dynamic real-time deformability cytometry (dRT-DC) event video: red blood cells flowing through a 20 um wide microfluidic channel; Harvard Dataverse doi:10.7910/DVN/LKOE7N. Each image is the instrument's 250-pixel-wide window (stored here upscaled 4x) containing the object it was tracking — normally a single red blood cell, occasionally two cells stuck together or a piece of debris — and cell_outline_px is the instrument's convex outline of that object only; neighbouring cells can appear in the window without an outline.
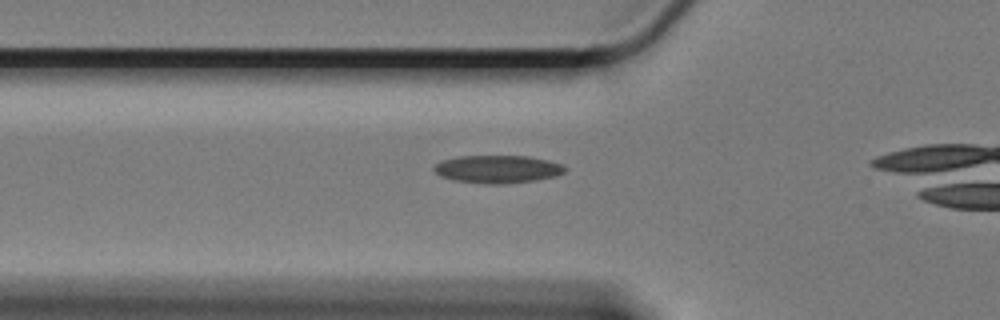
{"species": "Egyptian fruit bat (a non-hibernating species)", "species_latin": "Rousettus aegyptiacus", "temperature_condition": "cold", "stored_images_in_passage": 32, "camera_frame_rate_fps": 3000, "um_per_image_px": 0.085, "animal": {"sex": "female"}, "frame": {"image": 1, "passage_image": 3, "time_ms": 0.667, "image_size_px": [1000, 320], "cell_outline_px": [[568, 168], [564, 172], [556, 176], [536, 180], [504, 184], [484, 184], [452, 180], [440, 176], [432, 168], [436, 164], [444, 160], [456, 156], [528, 156], [548, 160], [564, 164]], "centroid_in_image_um": [42.32, 14.38], "position_along_channel_um": 83.5, "area_um2": 21.44}}
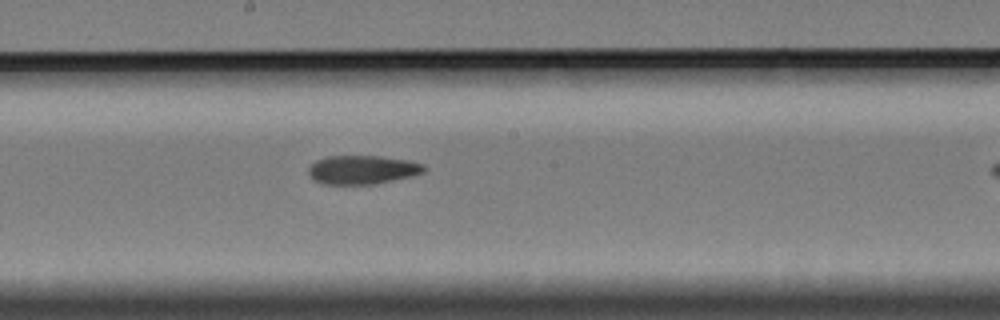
{"frame": {"image": 2, "passage_image": 15, "time_ms": 4.667, "image_size_px": [1000, 320], "cell_outline_px": [[428, 168], [424, 172], [412, 176], [376, 184], [324, 184], [316, 180], [308, 172], [308, 168], [316, 160], [328, 156], [380, 156], [408, 160], [424, 164]], "centroid_in_image_um": [30.85, 14.42], "position_along_channel_um": 217.3, "area_um2": 19.36}}
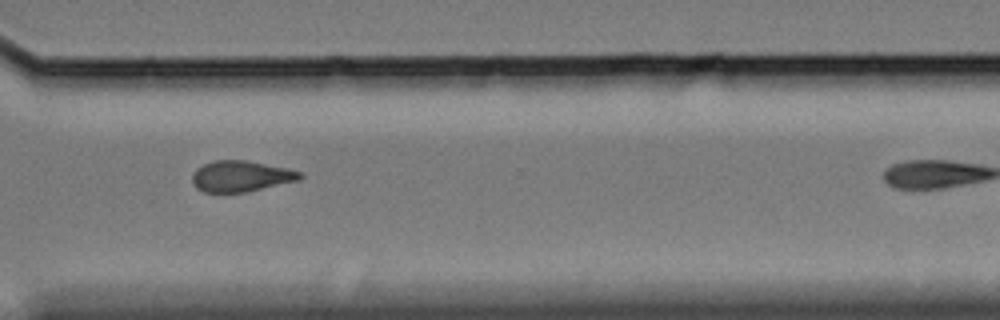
{"frame": {"image": 3, "passage_image": 27, "time_ms": 8.667, "image_size_px": [1000, 320], "cell_outline_px": [[304, 176], [300, 180], [244, 192], [204, 192], [196, 188], [192, 180], [192, 176], [196, 168], [204, 164], [216, 160], [244, 160], [288, 168], [300, 172]], "centroid_in_image_um": [20.48, 14.97], "position_along_channel_um": 350.1, "area_um2": 19.31}}